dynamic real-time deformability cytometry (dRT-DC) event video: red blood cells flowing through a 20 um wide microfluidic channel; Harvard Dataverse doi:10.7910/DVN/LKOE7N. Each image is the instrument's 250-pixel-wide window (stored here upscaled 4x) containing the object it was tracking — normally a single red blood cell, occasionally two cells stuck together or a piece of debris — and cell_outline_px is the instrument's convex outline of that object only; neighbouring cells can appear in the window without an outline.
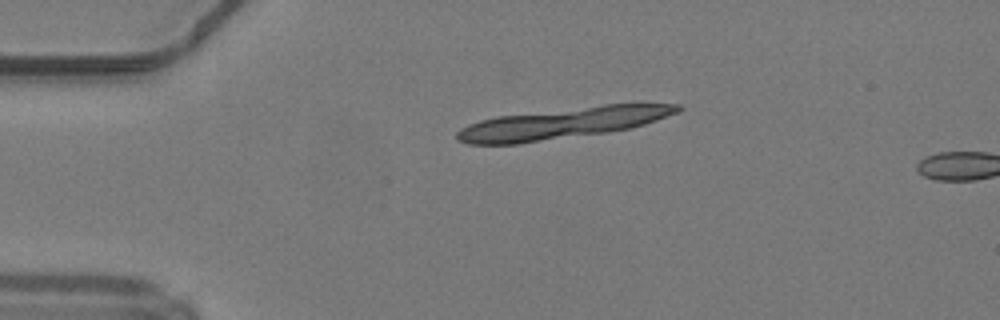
{"species": "common noctule bat (a hibernating species)", "species_latin": "Nyctalus noctula", "temperature_condition": "warm", "stored_images_in_passage": 6, "segment_of_instrument_passage": [3, 3], "camera_frame_rate_fps": 3000, "um_per_image_px": 0.085, "animal": {"sex": "male", "body_mass_g": 19.2, "forearm_length_mm": 51.8}, "frame": {"image": 1, "passage_image": 5, "time_ms": 1.333, "image_size_px": [1000, 320], "cell_outline_px": [[572, 128], [560, 132], [528, 140], [496, 144], [492, 144], [468, 140], [480, 124], [492, 120], [516, 116], [572, 116]], "centroid_in_image_um": [44.21, 10.94], "position_along_channel_um": 40.8, "area_um2": 14.91}}